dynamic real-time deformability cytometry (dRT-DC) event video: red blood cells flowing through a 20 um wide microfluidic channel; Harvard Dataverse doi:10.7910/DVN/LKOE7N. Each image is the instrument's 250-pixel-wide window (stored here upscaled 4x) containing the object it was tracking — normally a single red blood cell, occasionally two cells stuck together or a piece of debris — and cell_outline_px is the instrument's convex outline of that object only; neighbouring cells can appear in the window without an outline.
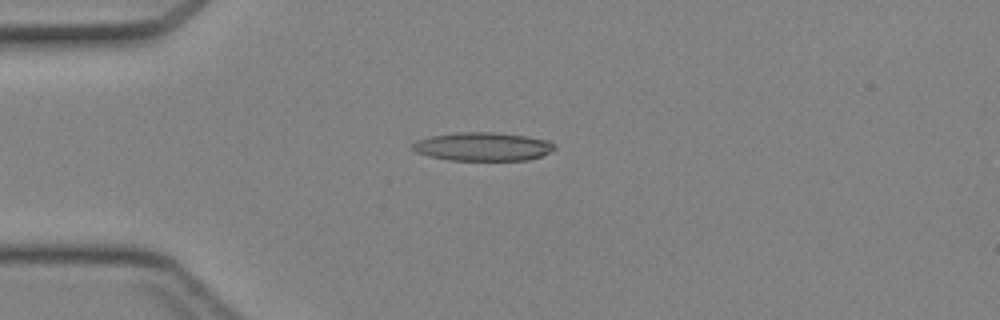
{"species": "Egyptian fruit bat (a non-hibernating species)", "species_latin": "Rousettus aegyptiacus", "temperature_condition": "cold", "stored_images_in_passage": 39, "camera_frame_rate_fps": 3000, "um_per_image_px": 0.085, "animal": {"sex": "female"}, "frame": {"image": 1, "passage_image": 6, "time_ms": 1.667, "image_size_px": [1000, 320], "cell_outline_px": [[556, 148], [540, 156], [528, 160], [448, 160], [428, 156], [416, 152], [412, 148], [412, 144], [416, 140], [432, 136], [456, 132], [496, 132], [528, 136], [548, 140], [556, 144]], "centroid_in_image_um": [41.04, 12.45], "position_along_channel_um": 44.0, "area_um2": 23.7}}
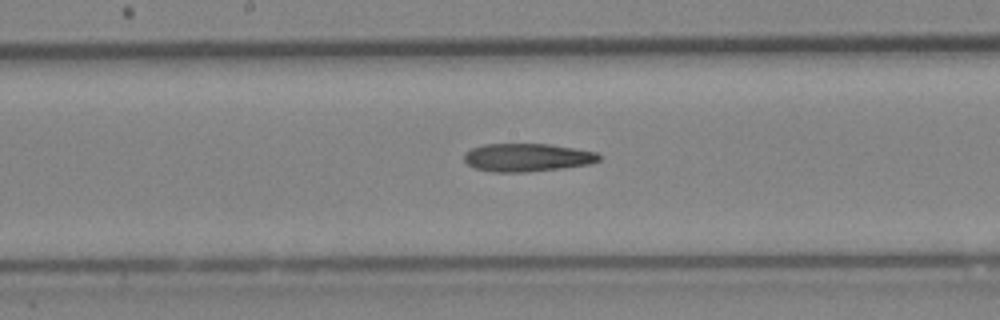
{"frame": {"image": 2, "passage_image": 18, "time_ms": 5.667, "image_size_px": [1000, 320], "cell_outline_px": [[600, 160], [588, 164], [560, 168], [524, 172], [496, 172], [476, 168], [468, 164], [464, 160], [464, 152], [472, 148], [484, 144], [552, 144], [596, 152], [600, 156]], "centroid_in_image_um": [44.79, 13.37], "position_along_channel_um": 203.4, "area_um2": 21.91}}
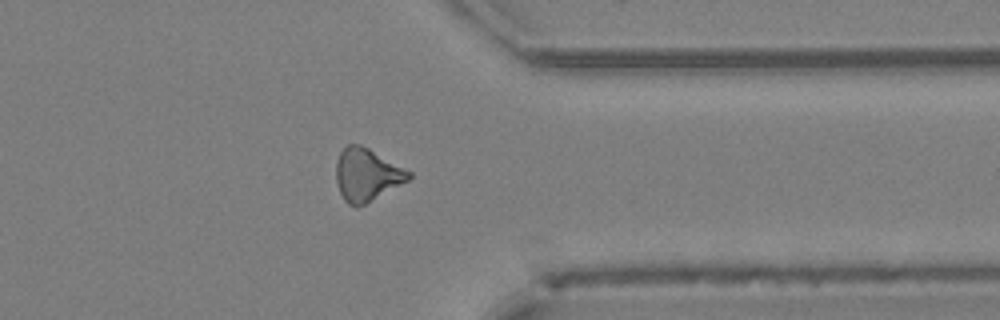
{"frame": {"image": 3, "passage_image": 30, "time_ms": 9.667, "image_size_px": [1000, 320], "cell_outline_px": [[412, 176], [408, 180], [364, 204], [348, 204], [344, 200], [336, 184], [336, 164], [340, 152], [348, 144], [360, 144], [368, 148], [412, 172]], "centroid_in_image_um": [31.16, 14.82], "position_along_channel_um": 380.2, "area_um2": 21.79}}